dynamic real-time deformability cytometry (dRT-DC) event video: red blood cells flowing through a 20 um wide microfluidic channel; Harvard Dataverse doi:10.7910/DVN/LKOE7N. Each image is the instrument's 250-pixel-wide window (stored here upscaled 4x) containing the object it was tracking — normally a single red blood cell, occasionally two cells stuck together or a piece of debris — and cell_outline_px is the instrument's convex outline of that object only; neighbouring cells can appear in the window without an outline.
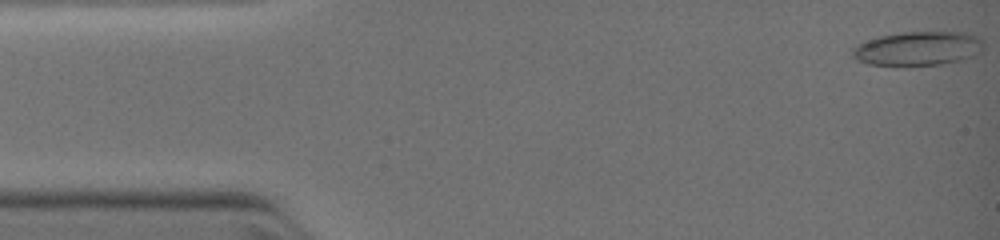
{"species": "common noctule bat (a hibernating species)", "species_latin": "Nyctalus noctula", "temperature_condition": "warm", "stored_images_in_passage": 4, "camera_frame_rate_fps": 3000, "um_per_image_px": 0.085, "animal": {"sex": "female", "body_mass_g": 19.0, "forearm_length_mm": 51.5}, "frame": {"image": 1, "passage_image": 1, "time_ms": 0.0, "image_size_px": [1000, 240], "cell_outline_px": [[984, 48], [980, 52], [964, 60], [940, 64], [868, 64], [856, 60], [852, 56], [852, 48], [856, 44], [880, 36], [900, 32], [964, 32], [976, 36], [984, 40]], "centroid_in_image_um": [78.05, 4.1], "position_along_channel_um": 6.9, "area_um2": 25.89}}
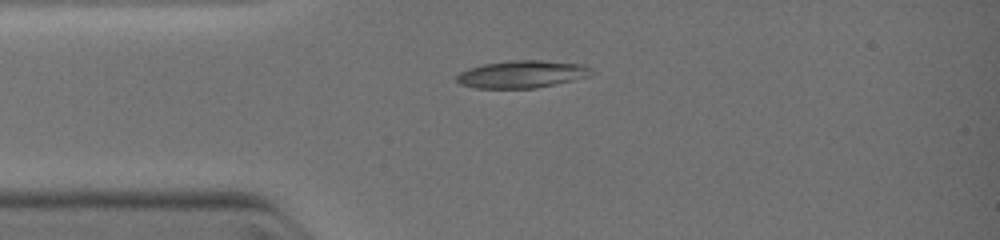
{"frame": {"image": 2, "passage_image": 4, "time_ms": 2.667, "image_size_px": [1000, 240], "cell_outline_px": [[592, 72], [588, 76], [556, 84], [536, 88], [476, 88], [460, 84], [456, 80], [456, 76], [460, 72], [468, 68], [484, 64], [508, 60], [540, 60], [584, 64]], "centroid_in_image_um": [44.32, 6.3], "position_along_channel_um": 40.7, "area_um2": 21.44}}